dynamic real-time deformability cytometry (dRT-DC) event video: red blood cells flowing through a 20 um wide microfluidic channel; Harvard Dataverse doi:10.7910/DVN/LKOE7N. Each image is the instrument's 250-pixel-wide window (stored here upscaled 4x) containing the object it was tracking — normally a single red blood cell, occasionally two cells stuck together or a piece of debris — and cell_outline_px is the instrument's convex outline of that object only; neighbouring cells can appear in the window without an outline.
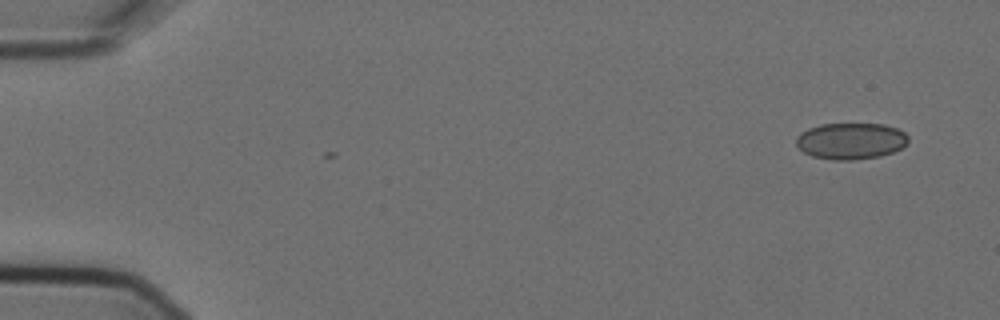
{"species": "Egyptian fruit bat (a non-hibernating species)", "species_latin": "Rousettus aegyptiacus", "temperature_condition": "cold", "stored_images_in_passage": 6, "camera_frame_rate_fps": 3000, "um_per_image_px": 0.085, "animal": {"sex": "female"}, "frame": {"image": 1, "passage_image": 1, "time_ms": 0.0, "image_size_px": [1000, 320], "cell_outline_px": [[908, 140], [900, 148], [892, 152], [880, 156], [852, 160], [832, 160], [812, 156], [804, 152], [796, 144], [796, 136], [800, 132], [808, 128], [820, 124], [884, 124], [896, 128], [904, 132], [908, 136]], "centroid_in_image_um": [72.28, 11.98], "position_along_channel_um": 12.7, "area_um2": 23.76}}
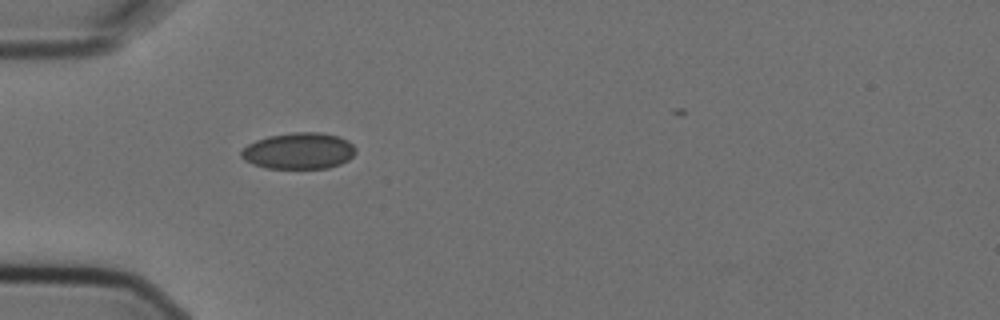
{"frame": {"image": 2, "passage_image": 5, "time_ms": 1.333, "image_size_px": [1000, 320], "cell_outline_px": [[356, 152], [348, 160], [340, 164], [328, 168], [264, 168], [252, 164], [244, 160], [240, 156], [240, 152], [248, 144], [256, 140], [268, 136], [292, 132], [320, 132], [336, 136], [348, 140], [356, 148]], "centroid_in_image_um": [25.38, 12.83], "position_along_channel_um": 59.6, "area_um2": 24.33}}
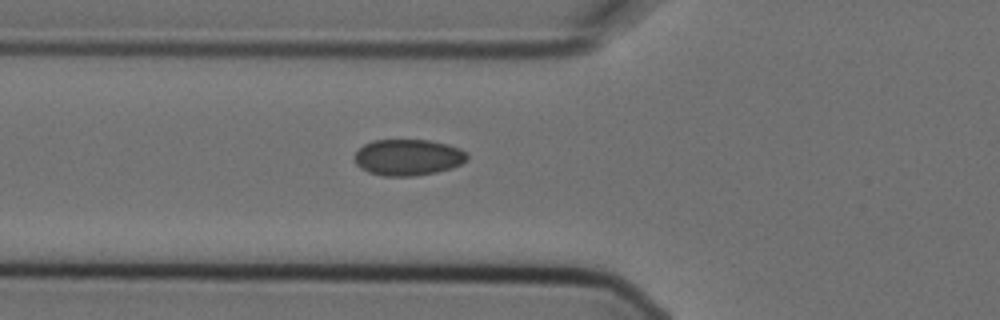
{"frame": {"image": 3, "passage_image": 6, "time_ms": 1.667, "image_size_px": [1000, 320], "cell_outline_px": [[468, 160], [452, 168], [436, 172], [416, 176], [384, 176], [368, 172], [360, 168], [356, 164], [356, 152], [364, 144], [372, 140], [428, 140], [448, 144], [460, 148], [468, 156]], "centroid_in_image_um": [34.69, 13.38], "position_along_channel_um": 91.1, "area_um2": 23.81}}